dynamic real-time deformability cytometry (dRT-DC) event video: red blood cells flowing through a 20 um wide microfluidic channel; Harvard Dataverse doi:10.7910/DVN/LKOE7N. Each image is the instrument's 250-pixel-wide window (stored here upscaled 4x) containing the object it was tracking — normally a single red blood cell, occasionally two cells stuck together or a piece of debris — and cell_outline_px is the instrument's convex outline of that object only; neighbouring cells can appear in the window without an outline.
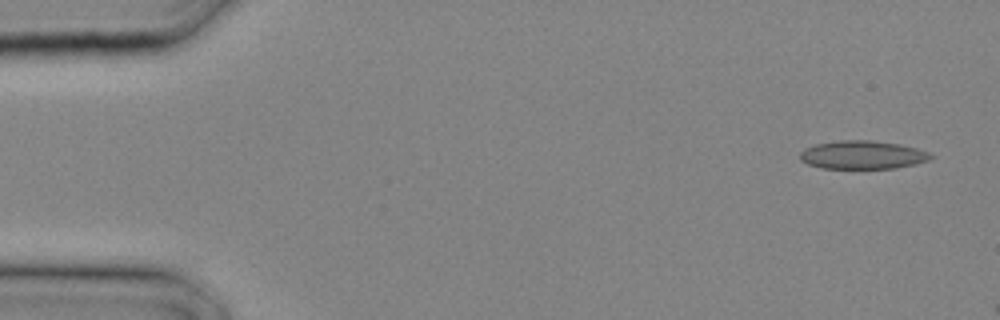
{"species": "common noctule bat (a hibernating species)", "species_latin": "Nyctalus noctula", "temperature_condition": "cold", "stored_images_in_passage": 5, "camera_frame_rate_fps": 3000, "um_per_image_px": 0.085, "animal": {"sex": "male", "body_mass_g": 20.4}, "frame": {"image": 1, "passage_image": 1, "time_ms": 0.0, "image_size_px": [1000, 320], "cell_outline_px": [[936, 156], [928, 160], [916, 164], [896, 168], [820, 168], [808, 164], [800, 160], [800, 152], [804, 148], [816, 144], [840, 140], [872, 140], [900, 144], [916, 148], [928, 152]], "centroid_in_image_um": [73.32, 13.16], "position_along_channel_um": 11.7, "area_um2": 21.68}}